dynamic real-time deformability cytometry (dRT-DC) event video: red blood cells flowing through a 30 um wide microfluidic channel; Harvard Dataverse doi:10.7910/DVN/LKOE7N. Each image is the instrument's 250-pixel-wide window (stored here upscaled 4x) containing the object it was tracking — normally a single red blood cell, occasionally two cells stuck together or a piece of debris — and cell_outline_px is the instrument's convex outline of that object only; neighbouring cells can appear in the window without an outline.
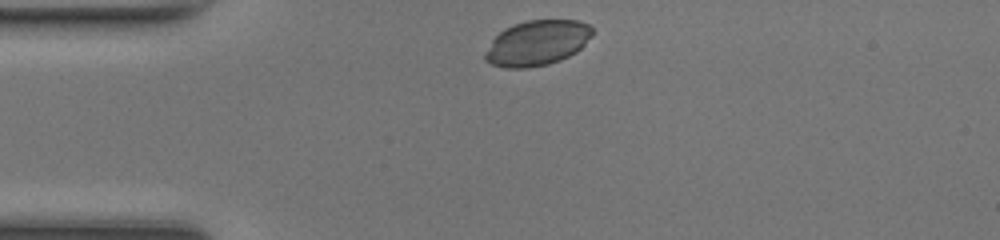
{"species": "common noctule bat (a hibernating species)", "species_latin": "Nyctalus noctula", "temperature_condition": "room temperature", "stored_images_in_passage": 31, "camera_frame_rate_fps": 3000, "um_per_image_px": 0.085, "animal": {"sex": "female", "body_mass_g": 17.0, "forearm_length_mm": 48.0}, "frame": {"image": 1, "passage_image": 1, "time_ms": 0.0, "image_size_px": [1000, 240], "cell_outline_px": [[592, 36], [576, 52], [560, 60], [548, 64], [524, 68], [504, 68], [492, 64], [484, 60], [484, 52], [492, 40], [504, 28], [512, 24], [528, 20], [576, 20], [588, 24], [592, 28]], "centroid_in_image_um": [45.63, 3.65], "position_along_channel_um": 39.4, "area_um2": 28.26}}
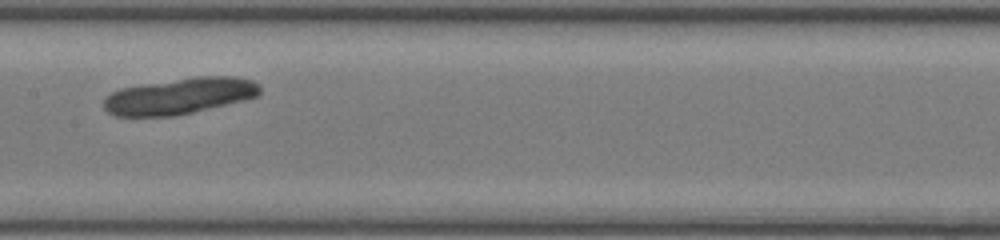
{"frame": {"image": 2, "passage_image": 14, "time_ms": 4.333, "image_size_px": [1000, 240], "cell_outline_px": [[260, 92], [256, 96], [192, 112], [172, 116], [116, 116], [108, 112], [104, 108], [104, 100], [112, 92], [120, 88], [144, 84], [196, 76], [236, 76], [252, 80], [260, 84]], "centroid_in_image_um": [15.25, 8.15], "position_along_channel_um": 192.1, "area_um2": 32.54}}
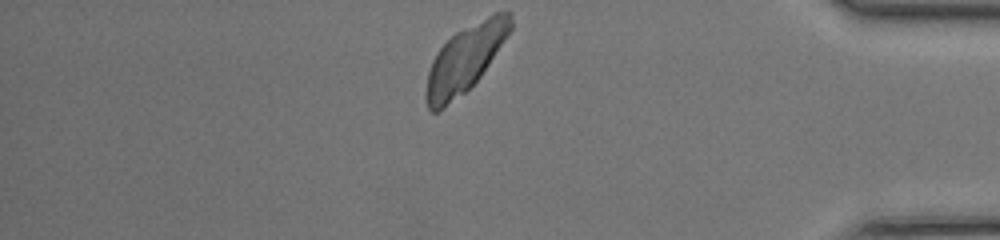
{"frame": {"image": 3, "passage_image": 31, "time_ms": 10.0, "image_size_px": [1000, 240], "cell_outline_px": [[512, 28], [480, 76], [464, 92], [440, 112], [432, 112], [428, 108], [424, 96], [428, 72], [432, 60], [436, 52], [456, 32], [496, 12], [508, 12], [512, 16]], "centroid_in_image_um": [39.48, 5.05], "position_along_channel_um": 395.7, "area_um2": 32.19}}